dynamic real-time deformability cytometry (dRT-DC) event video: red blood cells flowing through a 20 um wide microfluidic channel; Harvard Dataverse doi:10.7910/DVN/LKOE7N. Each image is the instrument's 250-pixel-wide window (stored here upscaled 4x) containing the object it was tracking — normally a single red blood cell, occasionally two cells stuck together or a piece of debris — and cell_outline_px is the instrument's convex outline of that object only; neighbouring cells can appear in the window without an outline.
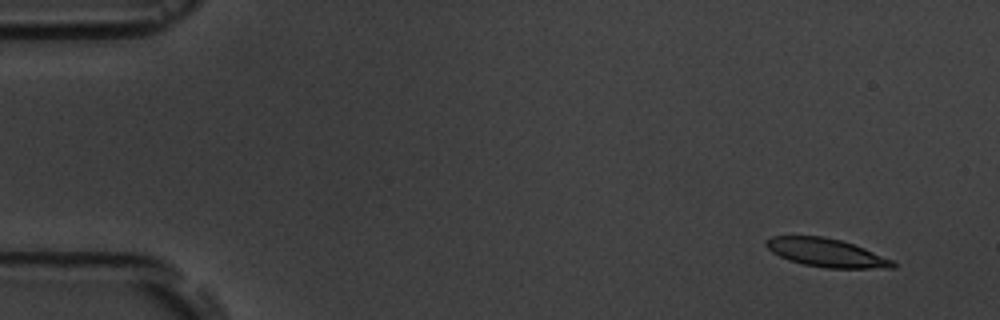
{"species": "common noctule bat (a hibernating species)", "species_latin": "Nyctalus noctula", "temperature_condition": "room temperature", "stored_images_in_passage": 9, "camera_frame_rate_fps": 3000, "um_per_image_px": 0.085, "animal": {"sex": "male", "body_mass_g": 19.5, "forearm_length_mm": 54.6}, "frame": {"image": 1, "passage_image": 1, "time_ms": 0.0, "image_size_px": [1000, 320], "cell_outline_px": [[896, 268], [824, 268], [804, 264], [788, 260], [772, 252], [764, 244], [764, 240], [772, 236], [824, 236], [840, 240], [864, 248], [892, 260], [896, 264]], "centroid_in_image_um": [70.21, 21.48], "position_along_channel_um": 14.8, "area_um2": 20.87}}
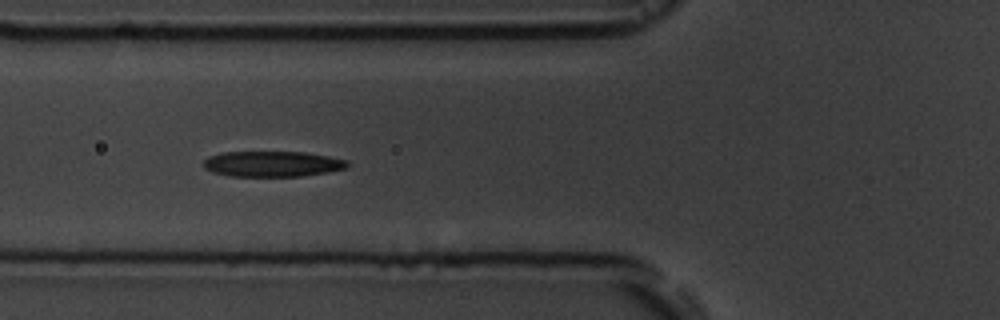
{"frame": {"image": 2, "passage_image": 6, "time_ms": 5.667, "image_size_px": [1000, 320], "cell_outline_px": [[348, 168], [328, 172], [300, 176], [228, 176], [212, 172], [204, 168], [204, 160], [208, 156], [224, 152], [304, 152], [328, 156], [348, 160]], "centroid_in_image_um": [23.15, 13.93], "position_along_channel_um": 102.6, "area_um2": 21.5}}
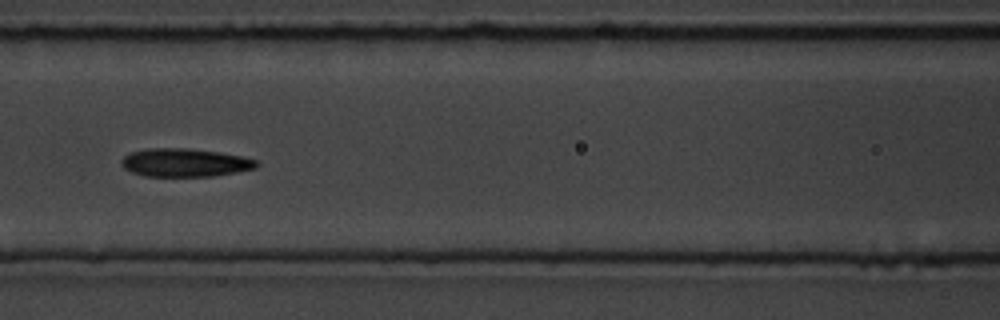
{"frame": {"image": 3, "passage_image": 7, "time_ms": 7.0, "image_size_px": [1000, 320], "cell_outline_px": [[260, 164], [256, 168], [236, 172], [212, 176], [144, 176], [132, 172], [124, 168], [120, 164], [120, 160], [124, 156], [132, 152], [148, 148], [188, 148], [220, 152], [240, 156], [256, 160]], "centroid_in_image_um": [15.7, 13.82], "position_along_channel_um": 150.9, "area_um2": 22.25}}